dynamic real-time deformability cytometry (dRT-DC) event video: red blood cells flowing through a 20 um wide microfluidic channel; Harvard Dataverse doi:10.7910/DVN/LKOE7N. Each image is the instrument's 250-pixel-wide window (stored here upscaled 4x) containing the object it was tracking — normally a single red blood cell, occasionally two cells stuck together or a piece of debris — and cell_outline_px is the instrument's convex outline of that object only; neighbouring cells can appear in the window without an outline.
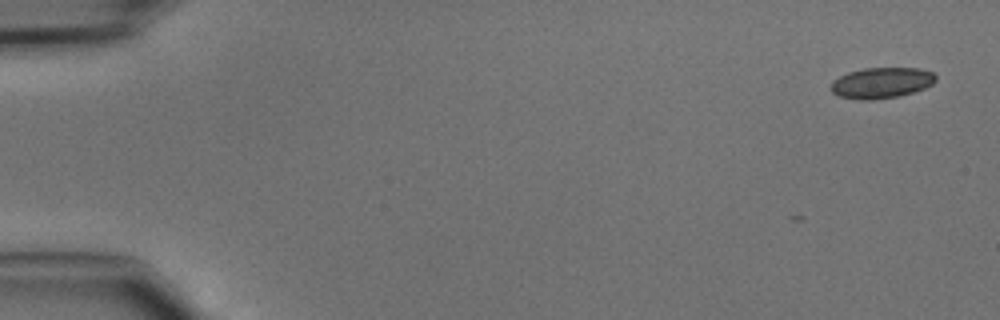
{"species": "common noctule bat (a hibernating species)", "species_latin": "Nyctalus noctula", "temperature_condition": "cold", "stored_images_in_passage": 9, "camera_frame_rate_fps": 3000, "um_per_image_px": 0.085, "animal": {"sex": "male", "body_mass_g": 15.6}, "frame": {"image": 1, "passage_image": 1, "time_ms": 0.0, "image_size_px": [1000, 320], "cell_outline_px": [[936, 80], [932, 84], [924, 88], [900, 96], [872, 100], [860, 100], [840, 96], [832, 92], [832, 80], [848, 72], [864, 68], [920, 68], [932, 72], [936, 76]], "centroid_in_image_um": [74.93, 7.04], "position_along_channel_um": 10.1, "area_um2": 18.79}}